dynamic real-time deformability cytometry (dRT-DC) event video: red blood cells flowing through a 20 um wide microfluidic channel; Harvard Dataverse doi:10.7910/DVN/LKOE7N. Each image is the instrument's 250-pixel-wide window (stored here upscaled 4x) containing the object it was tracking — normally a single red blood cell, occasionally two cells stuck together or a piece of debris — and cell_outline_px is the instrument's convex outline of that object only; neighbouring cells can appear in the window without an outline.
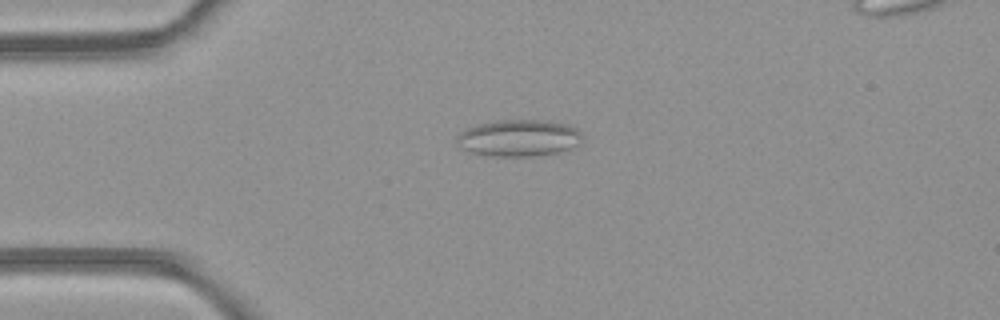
{"species": "common noctule bat (a hibernating species)", "species_latin": "Nyctalus noctula", "temperature_condition": "room temperature", "stored_images_in_passage": 50, "camera_frame_rate_fps": 3000, "um_per_image_px": 0.085, "animal": {"sex": "female", "body_mass_g": 21.9}, "frame": {"image": 1, "passage_image": 13, "time_ms": 4.0, "image_size_px": [1000, 320], "cell_outline_px": [[580, 136], [576, 144], [560, 152], [536, 156], [492, 156], [468, 152], [460, 148], [456, 144], [456, 140], [460, 132], [468, 128], [480, 124], [496, 120], [544, 120], [568, 124], [576, 128], [580, 132]], "centroid_in_image_um": [44.04, 11.73], "position_along_channel_um": 41.0, "area_um2": 26.76}}
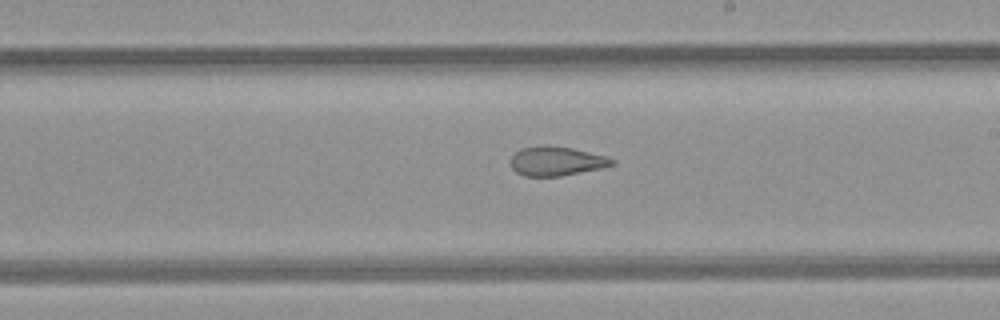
{"frame": {"image": 2, "passage_image": 29, "time_ms": 9.333, "image_size_px": [1000, 320], "cell_outline_px": [[616, 164], [600, 168], [560, 176], [524, 176], [516, 172], [512, 168], [512, 156], [520, 148], [572, 148], [608, 156], [616, 160]], "centroid_in_image_um": [47.36, 13.73], "position_along_channel_um": 241.6, "area_um2": 16.59}}
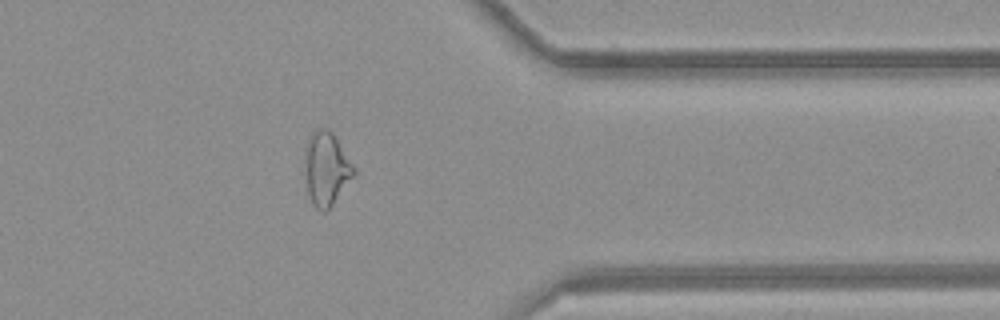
{"frame": {"image": 3, "passage_image": 40, "time_ms": 13.0, "image_size_px": [1000, 320], "cell_outline_px": [[356, 172], [332, 204], [324, 212], [320, 212], [312, 204], [308, 196], [304, 160], [304, 152], [308, 140], [312, 132], [316, 128], [328, 128], [332, 132], [356, 168]], "centroid_in_image_um": [27.72, 14.32], "position_along_channel_um": 383.7, "area_um2": 20.92}}